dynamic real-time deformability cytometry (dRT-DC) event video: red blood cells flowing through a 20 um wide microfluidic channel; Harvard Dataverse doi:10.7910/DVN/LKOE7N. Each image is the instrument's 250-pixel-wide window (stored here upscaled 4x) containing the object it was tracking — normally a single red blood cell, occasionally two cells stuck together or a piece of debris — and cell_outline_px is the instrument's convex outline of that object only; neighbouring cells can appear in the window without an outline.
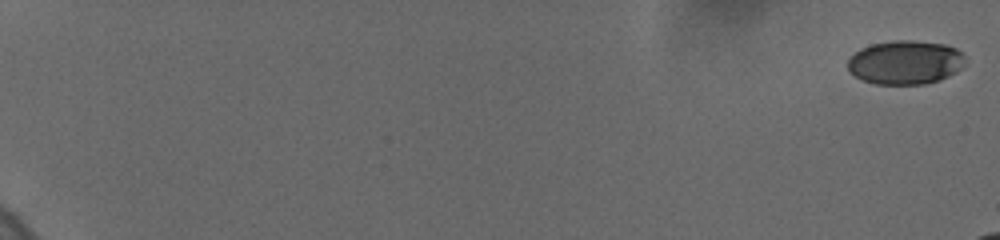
{"species": "human", "species_latin": "Homo sapiens", "temperature_condition": "cold", "stored_images_in_passage": 8, "camera_frame_rate_fps": 3000, "um_per_image_px": 0.085, "donor": {"sex": "female"}, "frame": {"image": 1, "passage_image": 1, "time_ms": 0.0, "image_size_px": [1000, 240], "cell_outline_px": [[964, 64], [956, 72], [940, 80], [924, 84], [876, 84], [864, 80], [856, 76], [848, 68], [848, 60], [860, 48], [872, 44], [896, 40], [912, 40], [944, 44], [956, 48], [964, 56]], "centroid_in_image_um": [76.96, 5.3], "position_along_channel_um": 8.0, "area_um2": 29.82}}